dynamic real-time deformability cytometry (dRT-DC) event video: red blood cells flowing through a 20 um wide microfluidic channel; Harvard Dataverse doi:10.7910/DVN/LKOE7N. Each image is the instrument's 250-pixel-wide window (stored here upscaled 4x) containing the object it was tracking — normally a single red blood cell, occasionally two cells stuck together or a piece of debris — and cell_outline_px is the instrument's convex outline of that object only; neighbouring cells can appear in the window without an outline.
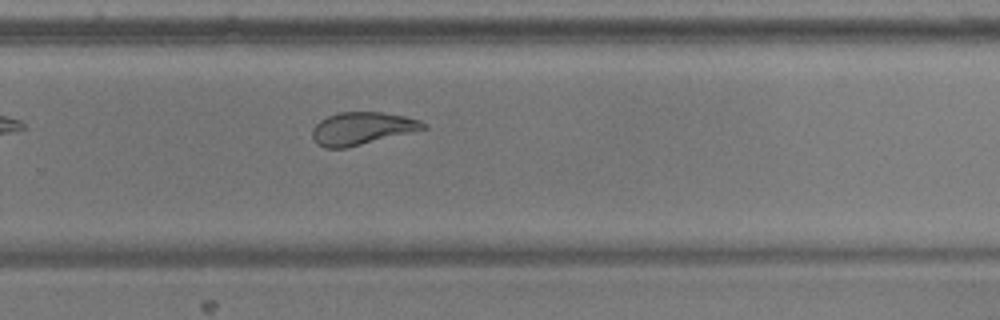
{"species": "common noctule bat (a hibernating species)", "species_latin": "Nyctalus noctula", "temperature_condition": "warm", "stored_images_in_passage": 31, "camera_frame_rate_fps": 3000, "um_per_image_px": 0.085, "animal": {"sex": "male", "body_mass_g": 17.9, "forearm_length_mm": 54.2}, "frame": {"image": 1, "passage_image": 18, "time_ms": 5.667, "image_size_px": [1000, 320], "cell_outline_px": [[428, 128], [348, 148], [324, 148], [316, 144], [312, 136], [312, 128], [320, 120], [328, 116], [340, 112], [380, 112], [404, 116], [420, 120], [428, 124]], "centroid_in_image_um": [30.76, 10.93], "position_along_channel_um": 299.0, "area_um2": 21.21}}